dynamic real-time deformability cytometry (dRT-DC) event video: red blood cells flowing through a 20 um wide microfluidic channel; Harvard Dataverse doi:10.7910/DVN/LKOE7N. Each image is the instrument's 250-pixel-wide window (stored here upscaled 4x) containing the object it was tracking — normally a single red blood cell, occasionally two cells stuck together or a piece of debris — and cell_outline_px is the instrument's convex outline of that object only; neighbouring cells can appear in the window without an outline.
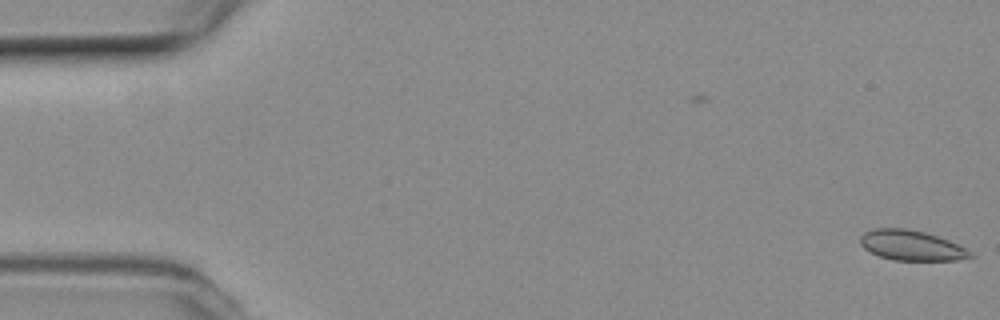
{"species": "common noctule bat (a hibernating species)", "species_latin": "Nyctalus noctula", "temperature_condition": "room temperature", "stored_images_in_passage": 54, "camera_frame_rate_fps": 3000, "um_per_image_px": 0.085, "animal": {"sex": "female", "body_mass_g": 19.3, "forearm_length_mm": 54.1}, "frame": {"image": 1, "passage_image": 1, "time_ms": 0.0, "image_size_px": [1000, 320], "cell_outline_px": [[976, 256], [956, 260], [892, 260], [880, 256], [864, 248], [860, 244], [860, 236], [864, 232], [872, 228], [908, 228], [924, 232], [948, 240], [972, 252]], "centroid_in_image_um": [77.45, 20.85], "position_along_channel_um": 7.6, "area_um2": 19.25}}
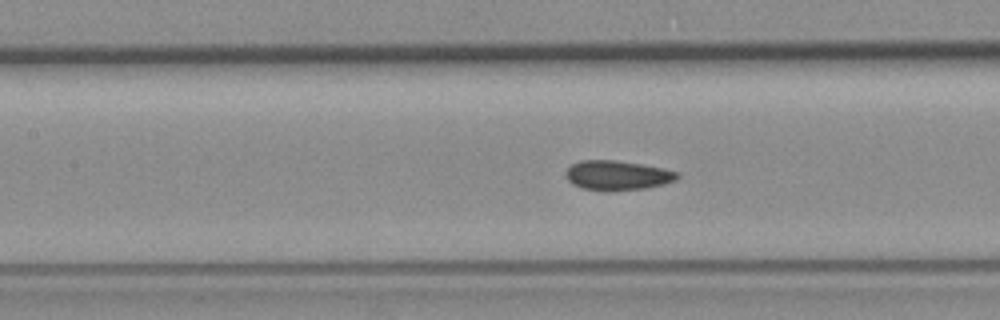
{"frame": {"image": 2, "passage_image": 24, "time_ms": 7.667, "image_size_px": [1000, 320], "cell_outline_px": [[680, 176], [676, 180], [664, 184], [648, 188], [608, 192], [604, 192], [580, 188], [572, 184], [564, 176], [564, 172], [572, 164], [580, 160], [616, 160], [664, 168], [680, 172]], "centroid_in_image_um": [52.46, 14.92], "position_along_channel_um": 154.9, "area_um2": 19.77}}
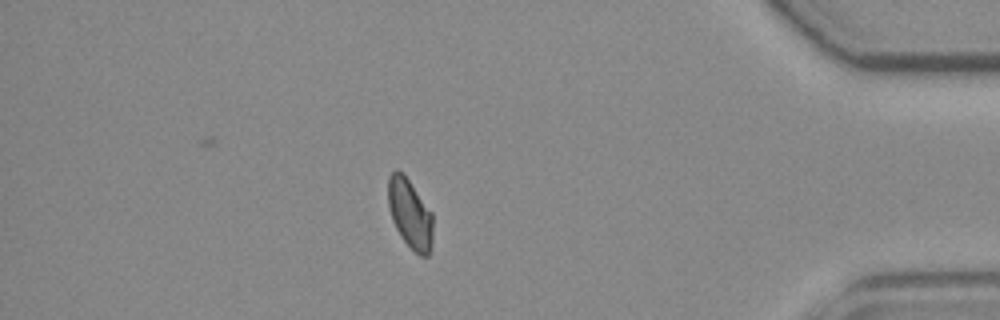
{"frame": {"image": 3, "passage_image": 47, "time_ms": 15.333, "image_size_px": [1000, 320], "cell_outline_px": [[432, 244], [428, 256], [420, 256], [400, 236], [392, 220], [388, 208], [388, 176], [396, 168], [408, 180], [432, 212]], "centroid_in_image_um": [34.84, 18.17], "position_along_channel_um": 400.4, "area_um2": 17.92}, "authors_computed_cell_mechanics": {"area_um2": 19.2185, "velocity_mm_per_s": 3.7811, "shape_relaxation_time_tau1_ms": null, "shape_relaxation_time_tau2_ms": 2.8286, "deformation_change_tau1": null, "deformation_change_tau2": 0.0556}}